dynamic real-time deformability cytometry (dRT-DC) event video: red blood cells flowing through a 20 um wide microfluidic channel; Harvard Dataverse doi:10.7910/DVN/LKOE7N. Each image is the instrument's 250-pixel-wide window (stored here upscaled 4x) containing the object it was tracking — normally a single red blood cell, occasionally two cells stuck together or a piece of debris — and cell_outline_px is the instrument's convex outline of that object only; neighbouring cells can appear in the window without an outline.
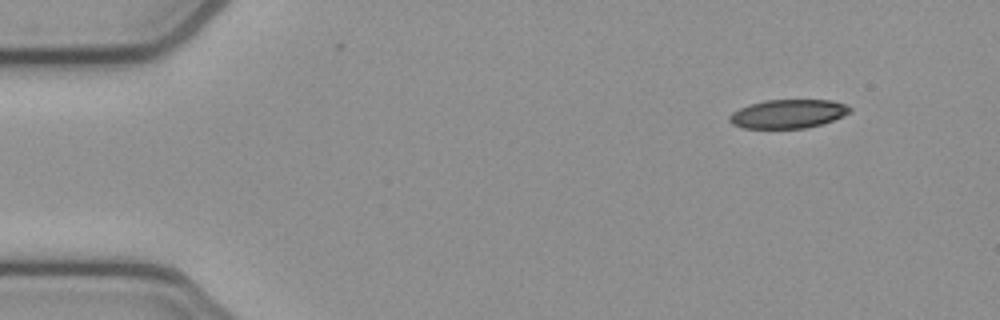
{"species": "common noctule bat (a hibernating species)", "species_latin": "Nyctalus noctula", "temperature_condition": "cold", "stored_images_in_passage": 4, "camera_frame_rate_fps": 3000, "um_per_image_px": 0.085, "animal": {"sex": "female", "body_mass_g": 21.9}, "frame": {"image": 1, "passage_image": 1, "time_ms": 0.0, "image_size_px": [1000, 320], "cell_outline_px": [[852, 108], [848, 112], [832, 120], [820, 124], [804, 128], [744, 128], [732, 124], [728, 120], [728, 116], [732, 112], [748, 104], [764, 100], [832, 100], [844, 104]], "centroid_in_image_um": [66.91, 9.67], "position_along_channel_um": 18.1, "area_um2": 20.0}}
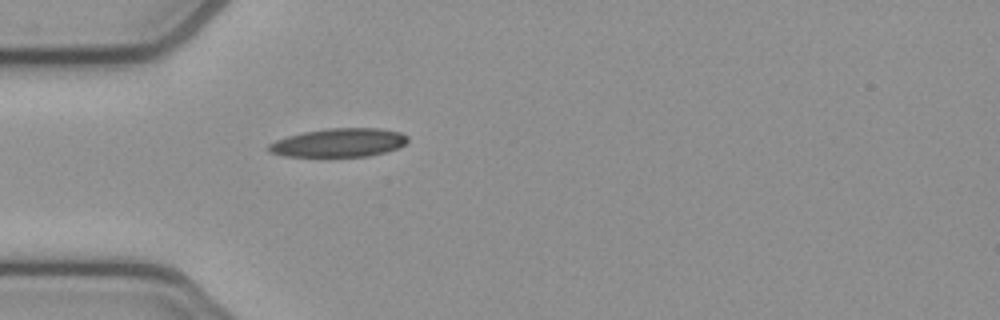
{"frame": {"image": 2, "passage_image": 4, "time_ms": 1.0, "image_size_px": [1000, 320], "cell_outline_px": [[408, 140], [400, 148], [368, 156], [284, 156], [268, 152], [268, 144], [276, 140], [288, 136], [304, 132], [328, 128], [380, 128], [400, 132], [408, 136]], "centroid_in_image_um": [28.82, 12.12], "position_along_channel_um": 56.2, "area_um2": 23.12}}